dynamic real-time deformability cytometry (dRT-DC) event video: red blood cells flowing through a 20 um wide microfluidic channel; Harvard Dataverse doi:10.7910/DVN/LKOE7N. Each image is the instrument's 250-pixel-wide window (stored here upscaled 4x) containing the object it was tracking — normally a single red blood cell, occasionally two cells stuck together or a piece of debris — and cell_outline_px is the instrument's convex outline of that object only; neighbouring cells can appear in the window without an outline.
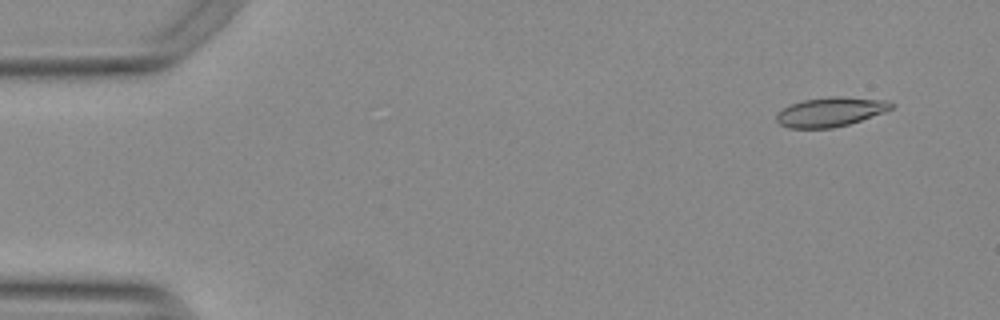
{"species": "Egyptian fruit bat (a non-hibernating species)", "species_latin": "Rousettus aegyptiacus", "temperature_condition": "warm", "stored_images_in_passage": 51, "camera_frame_rate_fps": 3000, "um_per_image_px": 0.085, "animal": {"sex": "female"}, "frame": {"image": 1, "passage_image": 1, "time_ms": 0.0, "image_size_px": [1000, 320], "cell_outline_px": [[896, 104], [892, 108], [884, 112], [848, 124], [832, 128], [788, 128], [780, 124], [776, 120], [776, 116], [784, 108], [792, 104], [804, 100], [828, 96], [840, 96], [888, 100]], "centroid_in_image_um": [70.63, 9.5], "position_along_channel_um": 14.4, "area_um2": 19.54}}
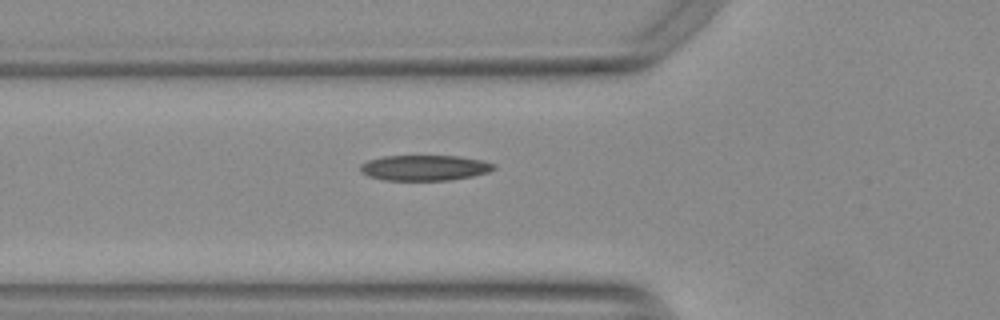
{"frame": {"image": 2, "passage_image": 16, "time_ms": 5.0, "image_size_px": [1000, 320], "cell_outline_px": [[496, 168], [488, 172], [472, 176], [448, 180], [384, 180], [368, 176], [360, 172], [360, 164], [368, 160], [384, 156], [460, 156], [484, 160], [496, 164]], "centroid_in_image_um": [36.1, 14.26], "position_along_channel_um": 89.7, "area_um2": 19.94}}
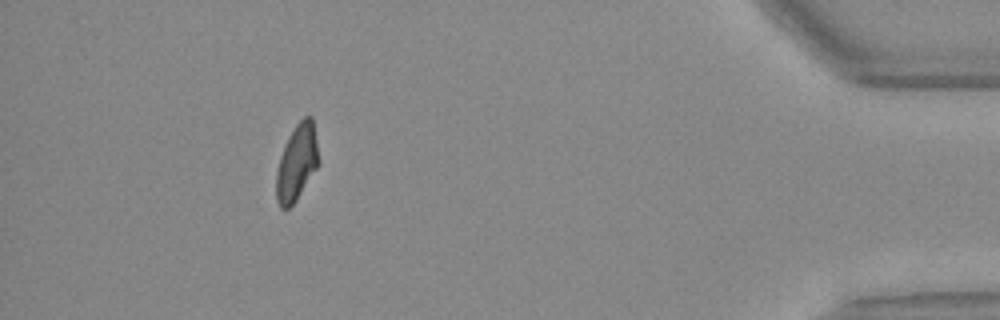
{"frame": {"image": 3, "passage_image": 46, "time_ms": 15.0, "image_size_px": [1000, 320], "cell_outline_px": [[320, 164], [296, 200], [288, 208], [280, 208], [276, 200], [276, 172], [280, 156], [288, 136], [296, 124], [304, 116], [312, 116], [320, 160]], "centroid_in_image_um": [25.24, 13.81], "position_along_channel_um": 410.0, "area_um2": 18.96}, "authors_computed_cell_mechanics": {"area_um2": 19.652, "velocity_mm_per_s": 3.7907, "shape_relaxation_time_tau1_ms": 6.7481, "shape_relaxation_time_tau2_ms": 1.9573, "deformation_change_tau1": 0.1941, "deformation_change_tau2": 0.0916}}